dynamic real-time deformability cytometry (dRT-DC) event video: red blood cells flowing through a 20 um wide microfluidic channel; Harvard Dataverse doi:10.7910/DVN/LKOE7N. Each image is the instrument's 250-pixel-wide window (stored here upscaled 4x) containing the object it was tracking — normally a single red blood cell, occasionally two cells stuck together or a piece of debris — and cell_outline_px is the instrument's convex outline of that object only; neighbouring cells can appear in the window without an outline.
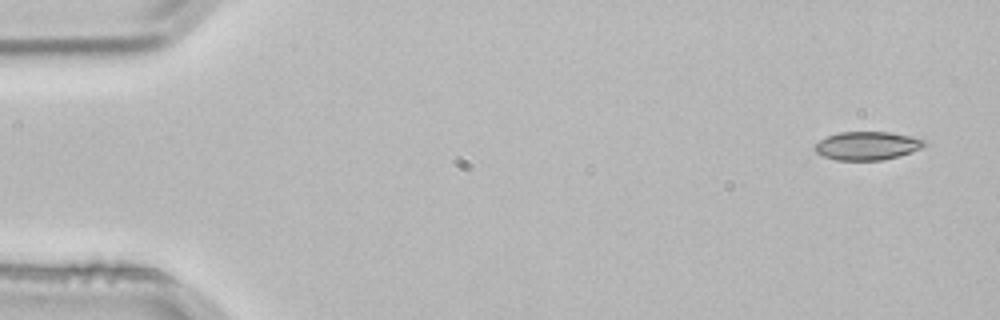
{"species": "common noctule bat (a hibernating species)", "species_latin": "Nyctalus noctula", "temperature_condition": "room temperature", "stored_images_in_passage": 3, "camera_frame_rate_fps": 3000, "um_per_image_px": 0.085, "animal": {"sex": "male", "body_mass_g": 21.5, "forearm_length_mm": 52.0}, "frame": {"image": 1, "passage_image": 1, "time_ms": 0.0, "image_size_px": [1000, 320], "cell_outline_px": [[928, 144], [920, 148], [900, 156], [884, 160], [836, 160], [824, 156], [816, 152], [816, 144], [820, 140], [828, 136], [840, 132], [888, 132], [908, 136], [924, 140]], "centroid_in_image_um": [73.72, 12.39], "position_along_channel_um": 11.3, "area_um2": 17.86}}
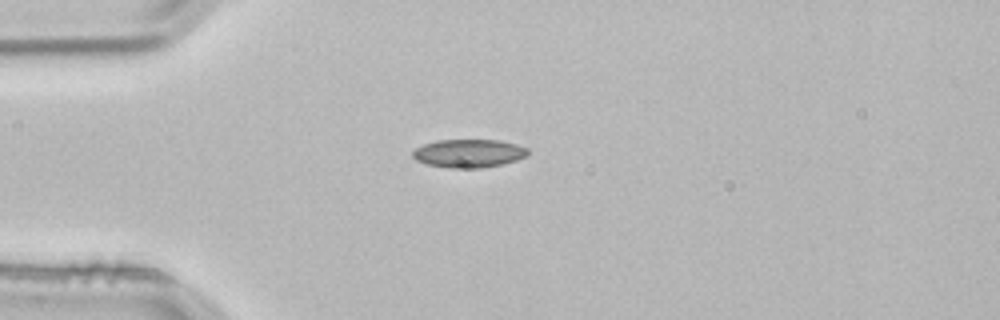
{"frame": {"image": 2, "passage_image": 3, "time_ms": 0.667, "image_size_px": [1000, 320], "cell_outline_px": [[528, 156], [504, 164], [480, 168], [448, 168], [428, 164], [416, 160], [412, 156], [412, 152], [416, 148], [424, 144], [436, 140], [500, 140], [516, 144], [528, 148]], "centroid_in_image_um": [39.86, 13.03], "position_along_channel_um": 45.1, "area_um2": 19.07}}